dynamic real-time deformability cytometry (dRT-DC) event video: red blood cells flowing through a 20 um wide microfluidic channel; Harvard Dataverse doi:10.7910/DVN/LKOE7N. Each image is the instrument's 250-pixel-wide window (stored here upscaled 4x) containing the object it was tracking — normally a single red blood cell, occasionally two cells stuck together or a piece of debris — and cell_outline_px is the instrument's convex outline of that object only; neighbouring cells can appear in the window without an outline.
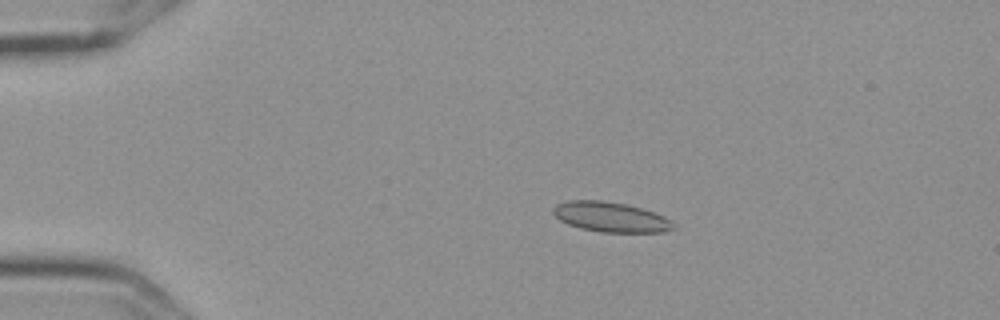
{"species": "Egyptian fruit bat (a non-hibernating species)", "species_latin": "Rousettus aegyptiacus", "temperature_condition": "cold", "stored_images_in_passage": 42, "camera_frame_rate_fps": 3000, "um_per_image_px": 0.085, "frame": {"image": 1, "passage_image": 5, "time_ms": 1.333, "image_size_px": [1000, 320], "cell_outline_px": [[676, 228], [664, 232], [604, 232], [580, 228], [568, 224], [560, 220], [552, 212], [552, 208], [556, 204], [568, 200], [604, 200], [628, 204], [664, 216], [676, 224]], "centroid_in_image_um": [51.91, 18.44], "position_along_channel_um": 33.1, "area_um2": 21.1}}
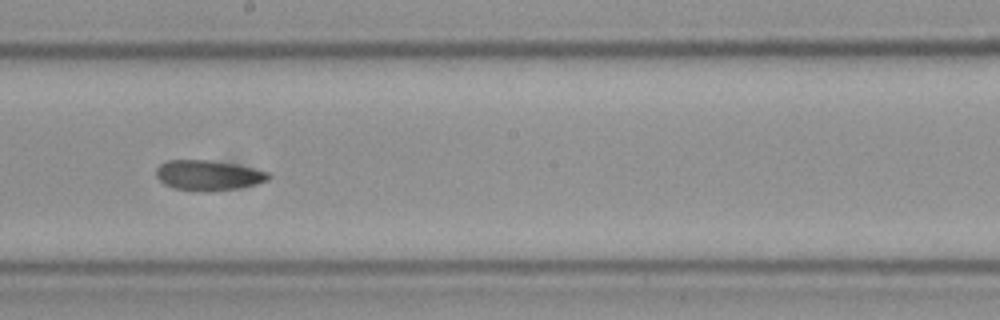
{"frame": {"image": 2, "passage_image": 26, "time_ms": 8.333, "image_size_px": [1000, 320], "cell_outline_px": [[272, 176], [268, 180], [256, 184], [236, 188], [208, 192], [200, 192], [176, 188], [164, 184], [156, 176], [156, 168], [160, 164], [168, 160], [208, 160], [232, 164], [268, 172]], "centroid_in_image_um": [17.67, 14.91], "position_along_channel_um": 230.5, "area_um2": 19.59}}
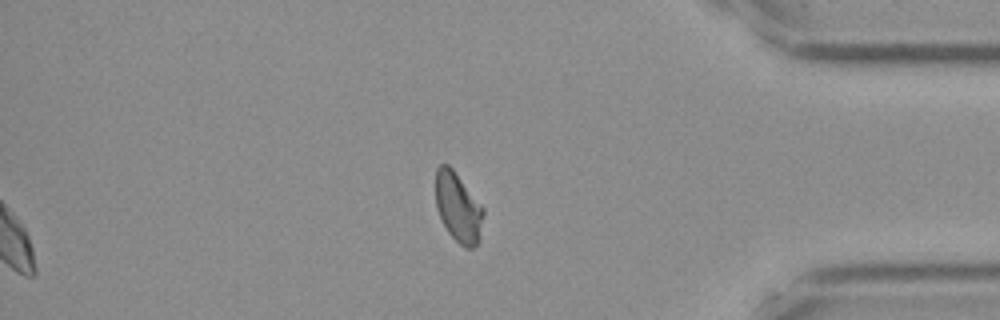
{"frame": {"image": 3, "passage_image": 42, "time_ms": 13.667, "image_size_px": [1000, 320], "cell_outline_px": [[484, 212], [480, 240], [472, 248], [468, 248], [460, 244], [448, 232], [436, 208], [436, 168], [440, 164], [448, 164], [452, 168], [484, 208]], "centroid_in_image_um": [38.95, 17.62], "position_along_channel_um": 396.2, "area_um2": 19.19}, "authors_computed_cell_mechanics": {"area_um2": 19.941, "velocity_mm_per_s": 3.5883, "shape_relaxation_time_tau1_ms": null, "shape_relaxation_time_tau2_ms": 1.5136, "deformation_change_tau1": null, "deformation_change_tau2": 0.0631}}